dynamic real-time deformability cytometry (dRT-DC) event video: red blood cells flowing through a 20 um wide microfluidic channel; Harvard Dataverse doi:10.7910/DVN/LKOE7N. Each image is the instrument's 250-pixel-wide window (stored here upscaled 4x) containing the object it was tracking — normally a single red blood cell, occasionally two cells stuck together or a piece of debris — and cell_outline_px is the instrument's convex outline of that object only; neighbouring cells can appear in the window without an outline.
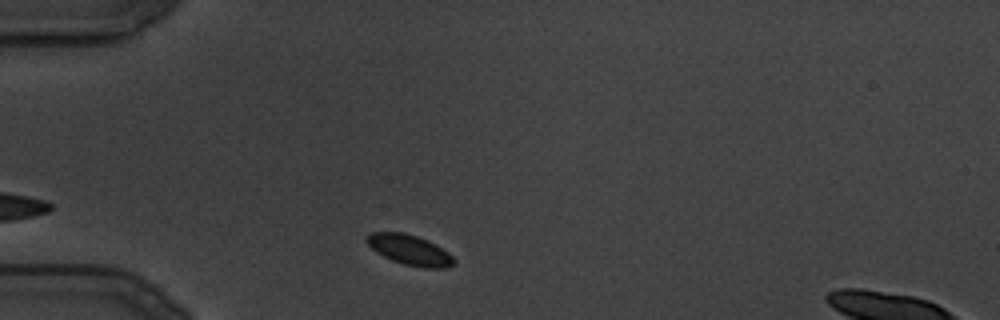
{"species": "common noctule bat (a hibernating species)", "species_latin": "Nyctalus noctula", "temperature_condition": "cold", "stored_images_in_passage": 19, "camera_frame_rate_fps": 3000, "um_per_image_px": 0.085, "animal": {"sex": "male", "body_mass_g": 19.5, "forearm_length_mm": 54.6}, "frame": {"image": 1, "passage_image": 1, "time_ms": 0.0, "image_size_px": [1000, 320], "cell_outline_px": [[456, 264], [448, 268], [424, 268], [404, 264], [392, 260], [376, 252], [364, 240], [372, 232], [404, 232], [428, 240], [436, 244], [448, 252], [456, 260]], "centroid_in_image_um": [34.86, 21.25], "position_along_channel_um": 50.1, "area_um2": 15.43}}